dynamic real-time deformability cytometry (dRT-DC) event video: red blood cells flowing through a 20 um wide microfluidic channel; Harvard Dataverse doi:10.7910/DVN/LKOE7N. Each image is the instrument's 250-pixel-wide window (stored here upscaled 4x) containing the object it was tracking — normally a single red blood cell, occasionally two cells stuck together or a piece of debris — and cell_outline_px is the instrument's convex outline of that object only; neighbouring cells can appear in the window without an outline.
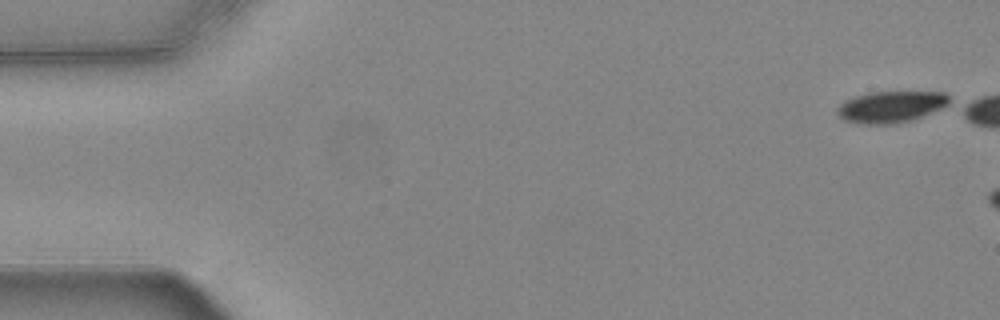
{"species": "common noctule bat (a hibernating species)", "species_latin": "Nyctalus noctula", "temperature_condition": "warm", "stored_images_in_passage": 1, "camera_frame_rate_fps": 3000, "um_per_image_px": 0.085, "animal": {"sex": "female", "body_mass_g": 24.6, "forearm_length_mm": 56.2}, "frame": {"image": 1, "passage_image": 1, "time_ms": 0.0, "image_size_px": [1000, 320], "cell_outline_px": [[948, 104], [916, 120], [896, 124], [856, 124], [844, 120], [836, 112], [836, 108], [844, 100], [868, 92], [944, 92], [948, 96]], "centroid_in_image_um": [75.69, 9.1], "position_along_channel_um": 9.3, "area_um2": 20.75}}